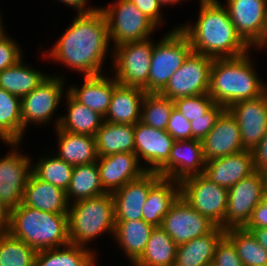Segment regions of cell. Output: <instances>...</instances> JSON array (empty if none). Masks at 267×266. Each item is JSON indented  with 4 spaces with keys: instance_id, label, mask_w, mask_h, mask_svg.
Wrapping results in <instances>:
<instances>
[{
    "instance_id": "cell-1",
    "label": "cell",
    "mask_w": 267,
    "mask_h": 266,
    "mask_svg": "<svg viewBox=\"0 0 267 266\" xmlns=\"http://www.w3.org/2000/svg\"><path fill=\"white\" fill-rule=\"evenodd\" d=\"M77 16L47 55L84 76L101 75L104 58L110 51L106 17L100 8L78 12Z\"/></svg>"
},
{
    "instance_id": "cell-2",
    "label": "cell",
    "mask_w": 267,
    "mask_h": 266,
    "mask_svg": "<svg viewBox=\"0 0 267 266\" xmlns=\"http://www.w3.org/2000/svg\"><path fill=\"white\" fill-rule=\"evenodd\" d=\"M189 39L193 52L215 58H234L250 46L238 34L229 12L218 0L200 2L197 22L178 27Z\"/></svg>"
},
{
    "instance_id": "cell-3",
    "label": "cell",
    "mask_w": 267,
    "mask_h": 266,
    "mask_svg": "<svg viewBox=\"0 0 267 266\" xmlns=\"http://www.w3.org/2000/svg\"><path fill=\"white\" fill-rule=\"evenodd\" d=\"M248 53L234 58H215L210 70L208 95L225 109L262 95L259 80Z\"/></svg>"
},
{
    "instance_id": "cell-4",
    "label": "cell",
    "mask_w": 267,
    "mask_h": 266,
    "mask_svg": "<svg viewBox=\"0 0 267 266\" xmlns=\"http://www.w3.org/2000/svg\"><path fill=\"white\" fill-rule=\"evenodd\" d=\"M8 232L36 251L70 244L68 214L45 212L22 203L11 209Z\"/></svg>"
},
{
    "instance_id": "cell-5",
    "label": "cell",
    "mask_w": 267,
    "mask_h": 266,
    "mask_svg": "<svg viewBox=\"0 0 267 266\" xmlns=\"http://www.w3.org/2000/svg\"><path fill=\"white\" fill-rule=\"evenodd\" d=\"M69 206L70 244L86 247L88 241L91 242L103 232L114 234L115 212L112 193L72 202Z\"/></svg>"
},
{
    "instance_id": "cell-6",
    "label": "cell",
    "mask_w": 267,
    "mask_h": 266,
    "mask_svg": "<svg viewBox=\"0 0 267 266\" xmlns=\"http://www.w3.org/2000/svg\"><path fill=\"white\" fill-rule=\"evenodd\" d=\"M192 52L189 39L178 27L154 44L148 75V93H160Z\"/></svg>"
},
{
    "instance_id": "cell-7",
    "label": "cell",
    "mask_w": 267,
    "mask_h": 266,
    "mask_svg": "<svg viewBox=\"0 0 267 266\" xmlns=\"http://www.w3.org/2000/svg\"><path fill=\"white\" fill-rule=\"evenodd\" d=\"M180 196L202 216L225 229L228 189L199 174L180 182Z\"/></svg>"
},
{
    "instance_id": "cell-8",
    "label": "cell",
    "mask_w": 267,
    "mask_h": 266,
    "mask_svg": "<svg viewBox=\"0 0 267 266\" xmlns=\"http://www.w3.org/2000/svg\"><path fill=\"white\" fill-rule=\"evenodd\" d=\"M155 42L148 39L115 46L114 78L120 85L140 87L148 93V75Z\"/></svg>"
},
{
    "instance_id": "cell-9",
    "label": "cell",
    "mask_w": 267,
    "mask_h": 266,
    "mask_svg": "<svg viewBox=\"0 0 267 266\" xmlns=\"http://www.w3.org/2000/svg\"><path fill=\"white\" fill-rule=\"evenodd\" d=\"M100 9L106 17L109 38L114 46L146 40L157 27L130 0H119Z\"/></svg>"
},
{
    "instance_id": "cell-10",
    "label": "cell",
    "mask_w": 267,
    "mask_h": 266,
    "mask_svg": "<svg viewBox=\"0 0 267 266\" xmlns=\"http://www.w3.org/2000/svg\"><path fill=\"white\" fill-rule=\"evenodd\" d=\"M213 60L212 57L192 52L160 94L173 101L181 97L208 94Z\"/></svg>"
},
{
    "instance_id": "cell-11",
    "label": "cell",
    "mask_w": 267,
    "mask_h": 266,
    "mask_svg": "<svg viewBox=\"0 0 267 266\" xmlns=\"http://www.w3.org/2000/svg\"><path fill=\"white\" fill-rule=\"evenodd\" d=\"M263 178L258 170L241 179L228 190L225 230L244 228L253 210L262 202Z\"/></svg>"
},
{
    "instance_id": "cell-12",
    "label": "cell",
    "mask_w": 267,
    "mask_h": 266,
    "mask_svg": "<svg viewBox=\"0 0 267 266\" xmlns=\"http://www.w3.org/2000/svg\"><path fill=\"white\" fill-rule=\"evenodd\" d=\"M160 227L179 245L210 233L216 225L179 196L163 217Z\"/></svg>"
},
{
    "instance_id": "cell-13",
    "label": "cell",
    "mask_w": 267,
    "mask_h": 266,
    "mask_svg": "<svg viewBox=\"0 0 267 266\" xmlns=\"http://www.w3.org/2000/svg\"><path fill=\"white\" fill-rule=\"evenodd\" d=\"M64 78L47 76L34 90L21 98L22 135L29 123L45 124L53 117L63 93Z\"/></svg>"
},
{
    "instance_id": "cell-14",
    "label": "cell",
    "mask_w": 267,
    "mask_h": 266,
    "mask_svg": "<svg viewBox=\"0 0 267 266\" xmlns=\"http://www.w3.org/2000/svg\"><path fill=\"white\" fill-rule=\"evenodd\" d=\"M226 8L238 34L249 46L263 47L267 0H227Z\"/></svg>"
},
{
    "instance_id": "cell-15",
    "label": "cell",
    "mask_w": 267,
    "mask_h": 266,
    "mask_svg": "<svg viewBox=\"0 0 267 266\" xmlns=\"http://www.w3.org/2000/svg\"><path fill=\"white\" fill-rule=\"evenodd\" d=\"M205 164L201 140H177L172 144L168 162L157 174L181 182L190 176L203 174Z\"/></svg>"
},
{
    "instance_id": "cell-16",
    "label": "cell",
    "mask_w": 267,
    "mask_h": 266,
    "mask_svg": "<svg viewBox=\"0 0 267 266\" xmlns=\"http://www.w3.org/2000/svg\"><path fill=\"white\" fill-rule=\"evenodd\" d=\"M227 109L238 123L243 148L252 151L267 132V101L261 95L239 101Z\"/></svg>"
},
{
    "instance_id": "cell-17",
    "label": "cell",
    "mask_w": 267,
    "mask_h": 266,
    "mask_svg": "<svg viewBox=\"0 0 267 266\" xmlns=\"http://www.w3.org/2000/svg\"><path fill=\"white\" fill-rule=\"evenodd\" d=\"M0 158V200L11 209L22 203L24 189L31 174V158L12 150Z\"/></svg>"
},
{
    "instance_id": "cell-18",
    "label": "cell",
    "mask_w": 267,
    "mask_h": 266,
    "mask_svg": "<svg viewBox=\"0 0 267 266\" xmlns=\"http://www.w3.org/2000/svg\"><path fill=\"white\" fill-rule=\"evenodd\" d=\"M174 139L166 130L155 129L137 122L134 129L135 154L149 163L146 172H158L167 162Z\"/></svg>"
},
{
    "instance_id": "cell-19",
    "label": "cell",
    "mask_w": 267,
    "mask_h": 266,
    "mask_svg": "<svg viewBox=\"0 0 267 266\" xmlns=\"http://www.w3.org/2000/svg\"><path fill=\"white\" fill-rule=\"evenodd\" d=\"M202 148L205 162L245 150L238 123L228 109L220 113L213 128L203 138Z\"/></svg>"
},
{
    "instance_id": "cell-20",
    "label": "cell",
    "mask_w": 267,
    "mask_h": 266,
    "mask_svg": "<svg viewBox=\"0 0 267 266\" xmlns=\"http://www.w3.org/2000/svg\"><path fill=\"white\" fill-rule=\"evenodd\" d=\"M161 178L157 172H146L113 192L115 221L141 220L149 190Z\"/></svg>"
},
{
    "instance_id": "cell-21",
    "label": "cell",
    "mask_w": 267,
    "mask_h": 266,
    "mask_svg": "<svg viewBox=\"0 0 267 266\" xmlns=\"http://www.w3.org/2000/svg\"><path fill=\"white\" fill-rule=\"evenodd\" d=\"M135 153L123 152L98 157L101 185L106 193H113L126 183L139 179L146 171L139 165Z\"/></svg>"
},
{
    "instance_id": "cell-22",
    "label": "cell",
    "mask_w": 267,
    "mask_h": 266,
    "mask_svg": "<svg viewBox=\"0 0 267 266\" xmlns=\"http://www.w3.org/2000/svg\"><path fill=\"white\" fill-rule=\"evenodd\" d=\"M255 171L252 151L243 150L206 162L203 174L213 183L229 190Z\"/></svg>"
},
{
    "instance_id": "cell-23",
    "label": "cell",
    "mask_w": 267,
    "mask_h": 266,
    "mask_svg": "<svg viewBox=\"0 0 267 266\" xmlns=\"http://www.w3.org/2000/svg\"><path fill=\"white\" fill-rule=\"evenodd\" d=\"M22 204L41 211L68 214L66 191L38 179L32 172L26 183Z\"/></svg>"
},
{
    "instance_id": "cell-24",
    "label": "cell",
    "mask_w": 267,
    "mask_h": 266,
    "mask_svg": "<svg viewBox=\"0 0 267 266\" xmlns=\"http://www.w3.org/2000/svg\"><path fill=\"white\" fill-rule=\"evenodd\" d=\"M119 85L113 77H105L103 74L96 76H84L82 86H70L67 92L79 103L105 117L114 89Z\"/></svg>"
},
{
    "instance_id": "cell-25",
    "label": "cell",
    "mask_w": 267,
    "mask_h": 266,
    "mask_svg": "<svg viewBox=\"0 0 267 266\" xmlns=\"http://www.w3.org/2000/svg\"><path fill=\"white\" fill-rule=\"evenodd\" d=\"M146 91L140 87L118 85L112 94L107 122L135 125L140 121L141 106Z\"/></svg>"
},
{
    "instance_id": "cell-26",
    "label": "cell",
    "mask_w": 267,
    "mask_h": 266,
    "mask_svg": "<svg viewBox=\"0 0 267 266\" xmlns=\"http://www.w3.org/2000/svg\"><path fill=\"white\" fill-rule=\"evenodd\" d=\"M225 231L216 226L204 236L177 245L174 266H212L216 246Z\"/></svg>"
},
{
    "instance_id": "cell-27",
    "label": "cell",
    "mask_w": 267,
    "mask_h": 266,
    "mask_svg": "<svg viewBox=\"0 0 267 266\" xmlns=\"http://www.w3.org/2000/svg\"><path fill=\"white\" fill-rule=\"evenodd\" d=\"M179 196L180 182L161 178L149 190L142 210V219L154 227H160L163 217Z\"/></svg>"
},
{
    "instance_id": "cell-28",
    "label": "cell",
    "mask_w": 267,
    "mask_h": 266,
    "mask_svg": "<svg viewBox=\"0 0 267 266\" xmlns=\"http://www.w3.org/2000/svg\"><path fill=\"white\" fill-rule=\"evenodd\" d=\"M55 130L59 139L58 158L72 166L97 162L99 156L94 136L74 134L58 127Z\"/></svg>"
},
{
    "instance_id": "cell-29",
    "label": "cell",
    "mask_w": 267,
    "mask_h": 266,
    "mask_svg": "<svg viewBox=\"0 0 267 266\" xmlns=\"http://www.w3.org/2000/svg\"><path fill=\"white\" fill-rule=\"evenodd\" d=\"M134 129L132 124H117L103 121L95 134L99 157L114 153H135Z\"/></svg>"
},
{
    "instance_id": "cell-30",
    "label": "cell",
    "mask_w": 267,
    "mask_h": 266,
    "mask_svg": "<svg viewBox=\"0 0 267 266\" xmlns=\"http://www.w3.org/2000/svg\"><path fill=\"white\" fill-rule=\"evenodd\" d=\"M154 226L141 220L115 221L114 240L134 264L145 250Z\"/></svg>"
},
{
    "instance_id": "cell-31",
    "label": "cell",
    "mask_w": 267,
    "mask_h": 266,
    "mask_svg": "<svg viewBox=\"0 0 267 266\" xmlns=\"http://www.w3.org/2000/svg\"><path fill=\"white\" fill-rule=\"evenodd\" d=\"M66 94L68 113L57 119L56 128L74 134L95 136L104 121V117L77 102L68 92Z\"/></svg>"
},
{
    "instance_id": "cell-32",
    "label": "cell",
    "mask_w": 267,
    "mask_h": 266,
    "mask_svg": "<svg viewBox=\"0 0 267 266\" xmlns=\"http://www.w3.org/2000/svg\"><path fill=\"white\" fill-rule=\"evenodd\" d=\"M21 108L20 97L0 88V139L13 148L22 139Z\"/></svg>"
},
{
    "instance_id": "cell-33",
    "label": "cell",
    "mask_w": 267,
    "mask_h": 266,
    "mask_svg": "<svg viewBox=\"0 0 267 266\" xmlns=\"http://www.w3.org/2000/svg\"><path fill=\"white\" fill-rule=\"evenodd\" d=\"M68 244L63 247L37 251L34 266H94L92 249Z\"/></svg>"
},
{
    "instance_id": "cell-34",
    "label": "cell",
    "mask_w": 267,
    "mask_h": 266,
    "mask_svg": "<svg viewBox=\"0 0 267 266\" xmlns=\"http://www.w3.org/2000/svg\"><path fill=\"white\" fill-rule=\"evenodd\" d=\"M22 62L20 59L0 72V88L20 98L29 94L48 76Z\"/></svg>"
},
{
    "instance_id": "cell-35",
    "label": "cell",
    "mask_w": 267,
    "mask_h": 266,
    "mask_svg": "<svg viewBox=\"0 0 267 266\" xmlns=\"http://www.w3.org/2000/svg\"><path fill=\"white\" fill-rule=\"evenodd\" d=\"M177 244L161 228L154 227L141 257L135 266H174Z\"/></svg>"
},
{
    "instance_id": "cell-36",
    "label": "cell",
    "mask_w": 267,
    "mask_h": 266,
    "mask_svg": "<svg viewBox=\"0 0 267 266\" xmlns=\"http://www.w3.org/2000/svg\"><path fill=\"white\" fill-rule=\"evenodd\" d=\"M105 193L100 182L97 162L74 166L71 181L66 190V198L69 204L72 197L73 202H77Z\"/></svg>"
},
{
    "instance_id": "cell-37",
    "label": "cell",
    "mask_w": 267,
    "mask_h": 266,
    "mask_svg": "<svg viewBox=\"0 0 267 266\" xmlns=\"http://www.w3.org/2000/svg\"><path fill=\"white\" fill-rule=\"evenodd\" d=\"M225 235L233 242L244 266H267V249L245 228H230Z\"/></svg>"
},
{
    "instance_id": "cell-38",
    "label": "cell",
    "mask_w": 267,
    "mask_h": 266,
    "mask_svg": "<svg viewBox=\"0 0 267 266\" xmlns=\"http://www.w3.org/2000/svg\"><path fill=\"white\" fill-rule=\"evenodd\" d=\"M174 101L160 93H146L140 114V122L155 129L166 130Z\"/></svg>"
},
{
    "instance_id": "cell-39",
    "label": "cell",
    "mask_w": 267,
    "mask_h": 266,
    "mask_svg": "<svg viewBox=\"0 0 267 266\" xmlns=\"http://www.w3.org/2000/svg\"><path fill=\"white\" fill-rule=\"evenodd\" d=\"M36 253L9 232L0 233V266H34Z\"/></svg>"
},
{
    "instance_id": "cell-40",
    "label": "cell",
    "mask_w": 267,
    "mask_h": 266,
    "mask_svg": "<svg viewBox=\"0 0 267 266\" xmlns=\"http://www.w3.org/2000/svg\"><path fill=\"white\" fill-rule=\"evenodd\" d=\"M74 166L53 156L41 158L31 167V172L40 180L53 184L64 191L69 187Z\"/></svg>"
},
{
    "instance_id": "cell-41",
    "label": "cell",
    "mask_w": 267,
    "mask_h": 266,
    "mask_svg": "<svg viewBox=\"0 0 267 266\" xmlns=\"http://www.w3.org/2000/svg\"><path fill=\"white\" fill-rule=\"evenodd\" d=\"M214 104V100L208 94L181 97L174 100V108L190 122L198 117H205V113Z\"/></svg>"
},
{
    "instance_id": "cell-42",
    "label": "cell",
    "mask_w": 267,
    "mask_h": 266,
    "mask_svg": "<svg viewBox=\"0 0 267 266\" xmlns=\"http://www.w3.org/2000/svg\"><path fill=\"white\" fill-rule=\"evenodd\" d=\"M212 266H244L233 242L226 235L216 246Z\"/></svg>"
},
{
    "instance_id": "cell-43",
    "label": "cell",
    "mask_w": 267,
    "mask_h": 266,
    "mask_svg": "<svg viewBox=\"0 0 267 266\" xmlns=\"http://www.w3.org/2000/svg\"><path fill=\"white\" fill-rule=\"evenodd\" d=\"M225 108L220 104H214L206 113L205 117H198L190 122L192 139L203 140L215 125V122L220 113Z\"/></svg>"
},
{
    "instance_id": "cell-44",
    "label": "cell",
    "mask_w": 267,
    "mask_h": 266,
    "mask_svg": "<svg viewBox=\"0 0 267 266\" xmlns=\"http://www.w3.org/2000/svg\"><path fill=\"white\" fill-rule=\"evenodd\" d=\"M167 133L175 140H191V124L180 112L173 108L170 113Z\"/></svg>"
},
{
    "instance_id": "cell-45",
    "label": "cell",
    "mask_w": 267,
    "mask_h": 266,
    "mask_svg": "<svg viewBox=\"0 0 267 266\" xmlns=\"http://www.w3.org/2000/svg\"><path fill=\"white\" fill-rule=\"evenodd\" d=\"M20 49L15 40L10 39L5 32L0 36V72L15 65L21 59L22 50Z\"/></svg>"
},
{
    "instance_id": "cell-46",
    "label": "cell",
    "mask_w": 267,
    "mask_h": 266,
    "mask_svg": "<svg viewBox=\"0 0 267 266\" xmlns=\"http://www.w3.org/2000/svg\"><path fill=\"white\" fill-rule=\"evenodd\" d=\"M157 27L162 21L161 3L158 0H130Z\"/></svg>"
},
{
    "instance_id": "cell-47",
    "label": "cell",
    "mask_w": 267,
    "mask_h": 266,
    "mask_svg": "<svg viewBox=\"0 0 267 266\" xmlns=\"http://www.w3.org/2000/svg\"><path fill=\"white\" fill-rule=\"evenodd\" d=\"M244 228H267V206L263 202L253 210L251 218Z\"/></svg>"
},
{
    "instance_id": "cell-48",
    "label": "cell",
    "mask_w": 267,
    "mask_h": 266,
    "mask_svg": "<svg viewBox=\"0 0 267 266\" xmlns=\"http://www.w3.org/2000/svg\"><path fill=\"white\" fill-rule=\"evenodd\" d=\"M255 169L260 171L267 166V132L259 144L252 150Z\"/></svg>"
},
{
    "instance_id": "cell-49",
    "label": "cell",
    "mask_w": 267,
    "mask_h": 266,
    "mask_svg": "<svg viewBox=\"0 0 267 266\" xmlns=\"http://www.w3.org/2000/svg\"><path fill=\"white\" fill-rule=\"evenodd\" d=\"M11 222V208L0 200V233L8 232Z\"/></svg>"
},
{
    "instance_id": "cell-50",
    "label": "cell",
    "mask_w": 267,
    "mask_h": 266,
    "mask_svg": "<svg viewBox=\"0 0 267 266\" xmlns=\"http://www.w3.org/2000/svg\"><path fill=\"white\" fill-rule=\"evenodd\" d=\"M249 230L258 243L267 249V228H245Z\"/></svg>"
},
{
    "instance_id": "cell-51",
    "label": "cell",
    "mask_w": 267,
    "mask_h": 266,
    "mask_svg": "<svg viewBox=\"0 0 267 266\" xmlns=\"http://www.w3.org/2000/svg\"><path fill=\"white\" fill-rule=\"evenodd\" d=\"M68 6H72L74 8H76L77 12H88L91 11L93 9H95L96 7H88V8H84L86 7V1L87 0H58Z\"/></svg>"
},
{
    "instance_id": "cell-52",
    "label": "cell",
    "mask_w": 267,
    "mask_h": 266,
    "mask_svg": "<svg viewBox=\"0 0 267 266\" xmlns=\"http://www.w3.org/2000/svg\"><path fill=\"white\" fill-rule=\"evenodd\" d=\"M259 172L263 178V190H267V166L262 168Z\"/></svg>"
},
{
    "instance_id": "cell-53",
    "label": "cell",
    "mask_w": 267,
    "mask_h": 266,
    "mask_svg": "<svg viewBox=\"0 0 267 266\" xmlns=\"http://www.w3.org/2000/svg\"><path fill=\"white\" fill-rule=\"evenodd\" d=\"M160 3H161V5L163 6V5H167V4H176V3H179L181 0H158Z\"/></svg>"
},
{
    "instance_id": "cell-54",
    "label": "cell",
    "mask_w": 267,
    "mask_h": 266,
    "mask_svg": "<svg viewBox=\"0 0 267 266\" xmlns=\"http://www.w3.org/2000/svg\"><path fill=\"white\" fill-rule=\"evenodd\" d=\"M266 83L263 84V88H262V95L264 96L265 100L267 101V84Z\"/></svg>"
},
{
    "instance_id": "cell-55",
    "label": "cell",
    "mask_w": 267,
    "mask_h": 266,
    "mask_svg": "<svg viewBox=\"0 0 267 266\" xmlns=\"http://www.w3.org/2000/svg\"><path fill=\"white\" fill-rule=\"evenodd\" d=\"M262 202L267 206V190H263Z\"/></svg>"
},
{
    "instance_id": "cell-56",
    "label": "cell",
    "mask_w": 267,
    "mask_h": 266,
    "mask_svg": "<svg viewBox=\"0 0 267 266\" xmlns=\"http://www.w3.org/2000/svg\"><path fill=\"white\" fill-rule=\"evenodd\" d=\"M266 44H267V24H266V29L264 32V37H263V46L264 45L266 46Z\"/></svg>"
},
{
    "instance_id": "cell-57",
    "label": "cell",
    "mask_w": 267,
    "mask_h": 266,
    "mask_svg": "<svg viewBox=\"0 0 267 266\" xmlns=\"http://www.w3.org/2000/svg\"><path fill=\"white\" fill-rule=\"evenodd\" d=\"M4 31L5 30L3 29V25H2V21H1V17H0V36L4 33Z\"/></svg>"
}]
</instances>
